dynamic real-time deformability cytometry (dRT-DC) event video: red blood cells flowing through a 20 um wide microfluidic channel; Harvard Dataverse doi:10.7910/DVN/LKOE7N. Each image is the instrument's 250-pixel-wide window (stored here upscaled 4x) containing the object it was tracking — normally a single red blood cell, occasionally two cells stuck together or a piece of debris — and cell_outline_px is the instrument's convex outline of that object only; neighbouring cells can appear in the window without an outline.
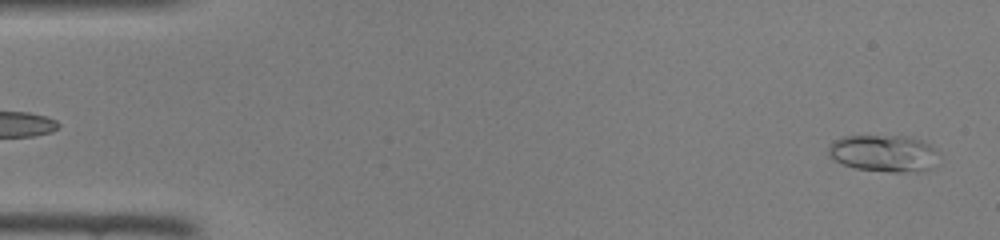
{"species": "common noctule bat (a hibernating species)", "species_latin": "Nyctalus noctula", "temperature_condition": "room temperature", "stored_images_in_passage": 45, "camera_frame_rate_fps": 3000, "um_per_image_px": 0.085, "animal": {"sex": "female", "body_mass_g": 22.0, "forearm_length_mm": 56.7}, "frame": {"image": 1, "passage_image": 1, "time_ms": 0.0, "image_size_px": [1000, 240], "cell_outline_px": [[932, 152], [928, 168], [920, 172], [888, 172], [856, 168], [844, 164], [836, 160], [828, 152], [828, 148], [836, 140], [844, 136], [904, 136], [920, 140], [928, 144], [932, 148]], "centroid_in_image_um": [75.01, 13.03], "position_along_channel_um": 10.0, "area_um2": 22.66}}
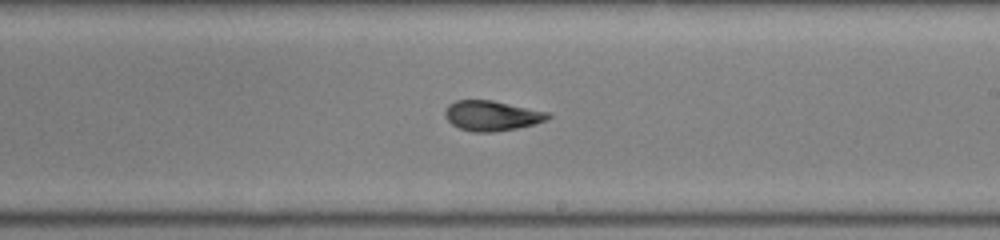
{"frame": {"image": 2, "passage_image": 26, "time_ms": 8.333, "image_size_px": [1000, 240], "cell_outline_px": [[552, 116], [544, 120], [532, 124], [516, 128], [492, 132], [472, 132], [460, 128], [452, 124], [444, 116], [444, 112], [448, 104], [456, 100], [492, 100], [548, 112]], "centroid_in_image_um": [41.75, 9.82], "position_along_channel_um": 247.2, "area_um2": 17.86}}
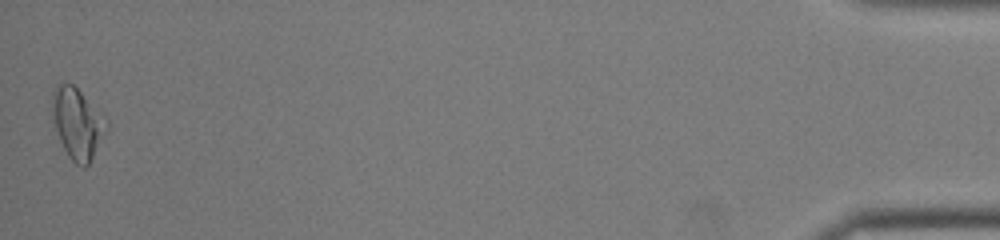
{"frame": {"image": 3, "passage_image": 45, "time_ms": 14.667, "image_size_px": [1000, 240], "cell_outline_px": [[108, 128], [88, 164], [84, 168], [76, 164], [68, 156], [60, 140], [56, 128], [52, 112], [52, 88], [56, 84], [72, 84], [108, 120]], "centroid_in_image_um": [6.57, 10.49], "position_along_channel_um": 428.6, "area_um2": 21.91}}